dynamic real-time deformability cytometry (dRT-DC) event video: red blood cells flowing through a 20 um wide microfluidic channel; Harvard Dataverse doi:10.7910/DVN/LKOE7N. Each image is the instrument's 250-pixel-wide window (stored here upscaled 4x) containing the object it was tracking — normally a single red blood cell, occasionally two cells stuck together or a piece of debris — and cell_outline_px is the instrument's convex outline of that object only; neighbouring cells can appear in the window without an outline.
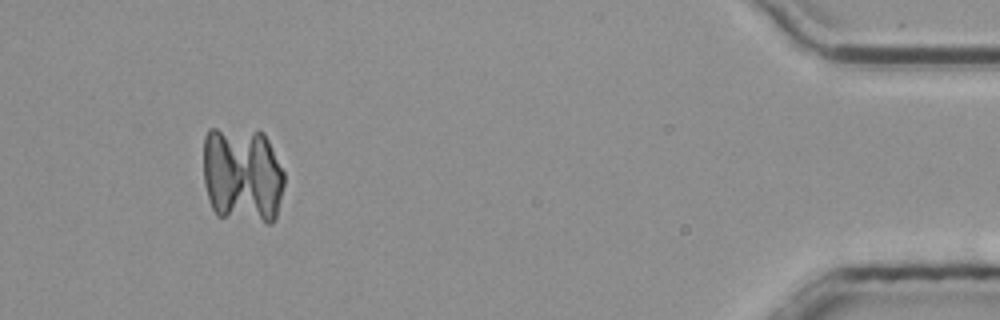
{"species": "common noctule bat (a hibernating species)", "species_latin": "Nyctalus noctula", "temperature_condition": "room temperature", "stored_images_in_passage": 53, "segment_of_instrument_passage": [3, 3], "camera_frame_rate_fps": 3000, "um_per_image_px": 0.085, "animal": {"sex": "male", "body_mass_g": 20.4}, "frame": {"image": 1, "passage_image": 50, "time_ms": 16.333, "image_size_px": [1000, 320], "cell_outline_px": [[284, 184], [276, 220], [272, 224], [268, 224], [216, 216], [212, 208], [204, 184], [204, 136], [208, 128], [216, 128], [264, 132], [284, 172]], "centroid_in_image_um": [20.6, 14.9], "position_along_channel_um": 414.6, "area_um2": 46.41}}